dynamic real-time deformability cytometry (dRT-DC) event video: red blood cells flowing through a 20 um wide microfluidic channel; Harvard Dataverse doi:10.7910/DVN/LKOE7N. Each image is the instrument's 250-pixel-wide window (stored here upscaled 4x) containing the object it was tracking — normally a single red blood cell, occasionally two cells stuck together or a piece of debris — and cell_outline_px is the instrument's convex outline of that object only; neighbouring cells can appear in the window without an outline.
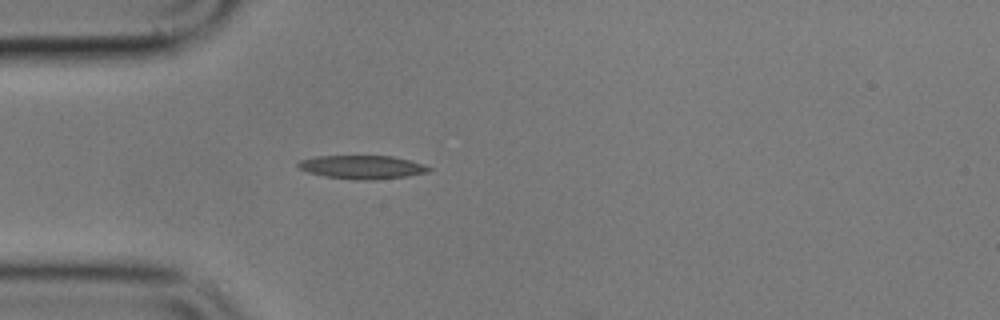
{"species": "common noctule bat (a hibernating species)", "species_latin": "Nyctalus noctula", "temperature_condition": "cold", "stored_images_in_passage": 1, "camera_frame_rate_fps": 3000, "um_per_image_px": 0.085, "animal": {"sex": "male", "body_mass_g": 17.9}, "frame": {"image": 1, "passage_image": 1, "time_ms": 0.0, "image_size_px": [1000, 320], "cell_outline_px": [[432, 168], [428, 172], [404, 176], [372, 180], [352, 180], [324, 176], [308, 172], [300, 168], [296, 164], [300, 160], [316, 156], [392, 156], [424, 164]], "centroid_in_image_um": [30.76, 14.2], "position_along_channel_um": 54.2, "area_um2": 17.8}}